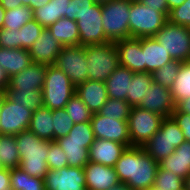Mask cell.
<instances>
[{
    "mask_svg": "<svg viewBox=\"0 0 190 190\" xmlns=\"http://www.w3.org/2000/svg\"><path fill=\"white\" fill-rule=\"evenodd\" d=\"M158 168L159 163L137 146L126 148L114 166L119 181L133 190H150Z\"/></svg>",
    "mask_w": 190,
    "mask_h": 190,
    "instance_id": "1",
    "label": "cell"
},
{
    "mask_svg": "<svg viewBox=\"0 0 190 190\" xmlns=\"http://www.w3.org/2000/svg\"><path fill=\"white\" fill-rule=\"evenodd\" d=\"M69 19L77 22L79 45H95L110 42L102 25L101 0H70Z\"/></svg>",
    "mask_w": 190,
    "mask_h": 190,
    "instance_id": "2",
    "label": "cell"
},
{
    "mask_svg": "<svg viewBox=\"0 0 190 190\" xmlns=\"http://www.w3.org/2000/svg\"><path fill=\"white\" fill-rule=\"evenodd\" d=\"M20 156L19 168L30 176L44 179L49 167L47 154L52 141L38 138L29 129L15 135Z\"/></svg>",
    "mask_w": 190,
    "mask_h": 190,
    "instance_id": "3",
    "label": "cell"
},
{
    "mask_svg": "<svg viewBox=\"0 0 190 190\" xmlns=\"http://www.w3.org/2000/svg\"><path fill=\"white\" fill-rule=\"evenodd\" d=\"M102 25L110 42L129 38L131 0H101Z\"/></svg>",
    "mask_w": 190,
    "mask_h": 190,
    "instance_id": "4",
    "label": "cell"
},
{
    "mask_svg": "<svg viewBox=\"0 0 190 190\" xmlns=\"http://www.w3.org/2000/svg\"><path fill=\"white\" fill-rule=\"evenodd\" d=\"M42 91L44 107L56 110L65 108L76 93V87L61 69L52 64L46 66Z\"/></svg>",
    "mask_w": 190,
    "mask_h": 190,
    "instance_id": "5",
    "label": "cell"
},
{
    "mask_svg": "<svg viewBox=\"0 0 190 190\" xmlns=\"http://www.w3.org/2000/svg\"><path fill=\"white\" fill-rule=\"evenodd\" d=\"M184 141L183 131L176 124L175 120L171 116L164 117L159 131L143 145V149L156 162H160L172 154Z\"/></svg>",
    "mask_w": 190,
    "mask_h": 190,
    "instance_id": "6",
    "label": "cell"
},
{
    "mask_svg": "<svg viewBox=\"0 0 190 190\" xmlns=\"http://www.w3.org/2000/svg\"><path fill=\"white\" fill-rule=\"evenodd\" d=\"M88 80L105 82L119 66L118 51L115 42L85 45Z\"/></svg>",
    "mask_w": 190,
    "mask_h": 190,
    "instance_id": "7",
    "label": "cell"
},
{
    "mask_svg": "<svg viewBox=\"0 0 190 190\" xmlns=\"http://www.w3.org/2000/svg\"><path fill=\"white\" fill-rule=\"evenodd\" d=\"M168 21L157 9L132 1L129 18V37H153Z\"/></svg>",
    "mask_w": 190,
    "mask_h": 190,
    "instance_id": "8",
    "label": "cell"
},
{
    "mask_svg": "<svg viewBox=\"0 0 190 190\" xmlns=\"http://www.w3.org/2000/svg\"><path fill=\"white\" fill-rule=\"evenodd\" d=\"M153 37L173 60L190 61V28L167 21Z\"/></svg>",
    "mask_w": 190,
    "mask_h": 190,
    "instance_id": "9",
    "label": "cell"
},
{
    "mask_svg": "<svg viewBox=\"0 0 190 190\" xmlns=\"http://www.w3.org/2000/svg\"><path fill=\"white\" fill-rule=\"evenodd\" d=\"M163 118L158 113L133 106L128 118L130 147H143L159 131Z\"/></svg>",
    "mask_w": 190,
    "mask_h": 190,
    "instance_id": "10",
    "label": "cell"
},
{
    "mask_svg": "<svg viewBox=\"0 0 190 190\" xmlns=\"http://www.w3.org/2000/svg\"><path fill=\"white\" fill-rule=\"evenodd\" d=\"M86 49L83 45L62 47L54 65L61 69L74 86L88 80Z\"/></svg>",
    "mask_w": 190,
    "mask_h": 190,
    "instance_id": "11",
    "label": "cell"
},
{
    "mask_svg": "<svg viewBox=\"0 0 190 190\" xmlns=\"http://www.w3.org/2000/svg\"><path fill=\"white\" fill-rule=\"evenodd\" d=\"M32 113L5 95L0 108V134L15 136L29 129Z\"/></svg>",
    "mask_w": 190,
    "mask_h": 190,
    "instance_id": "12",
    "label": "cell"
},
{
    "mask_svg": "<svg viewBox=\"0 0 190 190\" xmlns=\"http://www.w3.org/2000/svg\"><path fill=\"white\" fill-rule=\"evenodd\" d=\"M45 190H86L84 168L49 169L44 177Z\"/></svg>",
    "mask_w": 190,
    "mask_h": 190,
    "instance_id": "13",
    "label": "cell"
},
{
    "mask_svg": "<svg viewBox=\"0 0 190 190\" xmlns=\"http://www.w3.org/2000/svg\"><path fill=\"white\" fill-rule=\"evenodd\" d=\"M95 139H107L130 147L128 121L104 117L95 113L91 118Z\"/></svg>",
    "mask_w": 190,
    "mask_h": 190,
    "instance_id": "14",
    "label": "cell"
},
{
    "mask_svg": "<svg viewBox=\"0 0 190 190\" xmlns=\"http://www.w3.org/2000/svg\"><path fill=\"white\" fill-rule=\"evenodd\" d=\"M138 107L158 113L163 117H170L175 109V103L168 87L152 82L145 98L142 99Z\"/></svg>",
    "mask_w": 190,
    "mask_h": 190,
    "instance_id": "15",
    "label": "cell"
},
{
    "mask_svg": "<svg viewBox=\"0 0 190 190\" xmlns=\"http://www.w3.org/2000/svg\"><path fill=\"white\" fill-rule=\"evenodd\" d=\"M62 45L51 35L48 28H44L40 37L33 43L28 52L32 62L52 65L59 55Z\"/></svg>",
    "mask_w": 190,
    "mask_h": 190,
    "instance_id": "16",
    "label": "cell"
},
{
    "mask_svg": "<svg viewBox=\"0 0 190 190\" xmlns=\"http://www.w3.org/2000/svg\"><path fill=\"white\" fill-rule=\"evenodd\" d=\"M86 190H108L120 183L114 167L88 162L84 166Z\"/></svg>",
    "mask_w": 190,
    "mask_h": 190,
    "instance_id": "17",
    "label": "cell"
},
{
    "mask_svg": "<svg viewBox=\"0 0 190 190\" xmlns=\"http://www.w3.org/2000/svg\"><path fill=\"white\" fill-rule=\"evenodd\" d=\"M119 66L127 67L134 73L143 72L141 38L129 37L115 42Z\"/></svg>",
    "mask_w": 190,
    "mask_h": 190,
    "instance_id": "18",
    "label": "cell"
},
{
    "mask_svg": "<svg viewBox=\"0 0 190 190\" xmlns=\"http://www.w3.org/2000/svg\"><path fill=\"white\" fill-rule=\"evenodd\" d=\"M127 147L107 139H95L89 148L90 162L114 167Z\"/></svg>",
    "mask_w": 190,
    "mask_h": 190,
    "instance_id": "19",
    "label": "cell"
},
{
    "mask_svg": "<svg viewBox=\"0 0 190 190\" xmlns=\"http://www.w3.org/2000/svg\"><path fill=\"white\" fill-rule=\"evenodd\" d=\"M92 114L98 113L108 100L106 84L102 81L87 80L76 86L75 93Z\"/></svg>",
    "mask_w": 190,
    "mask_h": 190,
    "instance_id": "20",
    "label": "cell"
},
{
    "mask_svg": "<svg viewBox=\"0 0 190 190\" xmlns=\"http://www.w3.org/2000/svg\"><path fill=\"white\" fill-rule=\"evenodd\" d=\"M46 75V65L32 62L20 73L10 77L7 89L42 90Z\"/></svg>",
    "mask_w": 190,
    "mask_h": 190,
    "instance_id": "21",
    "label": "cell"
},
{
    "mask_svg": "<svg viewBox=\"0 0 190 190\" xmlns=\"http://www.w3.org/2000/svg\"><path fill=\"white\" fill-rule=\"evenodd\" d=\"M143 53V72L153 73L173 59L154 37L141 38Z\"/></svg>",
    "mask_w": 190,
    "mask_h": 190,
    "instance_id": "22",
    "label": "cell"
},
{
    "mask_svg": "<svg viewBox=\"0 0 190 190\" xmlns=\"http://www.w3.org/2000/svg\"><path fill=\"white\" fill-rule=\"evenodd\" d=\"M158 163L161 169L172 170L185 180L190 174V141L185 140L172 154Z\"/></svg>",
    "mask_w": 190,
    "mask_h": 190,
    "instance_id": "23",
    "label": "cell"
},
{
    "mask_svg": "<svg viewBox=\"0 0 190 190\" xmlns=\"http://www.w3.org/2000/svg\"><path fill=\"white\" fill-rule=\"evenodd\" d=\"M69 1L70 0H50L48 3L33 9V19L44 28H48L60 18L69 19Z\"/></svg>",
    "mask_w": 190,
    "mask_h": 190,
    "instance_id": "24",
    "label": "cell"
},
{
    "mask_svg": "<svg viewBox=\"0 0 190 190\" xmlns=\"http://www.w3.org/2000/svg\"><path fill=\"white\" fill-rule=\"evenodd\" d=\"M133 74L127 67L118 66L105 80L108 98L127 101Z\"/></svg>",
    "mask_w": 190,
    "mask_h": 190,
    "instance_id": "25",
    "label": "cell"
},
{
    "mask_svg": "<svg viewBox=\"0 0 190 190\" xmlns=\"http://www.w3.org/2000/svg\"><path fill=\"white\" fill-rule=\"evenodd\" d=\"M32 63L28 50L7 49L0 47V65L4 71L11 77L14 74L20 73Z\"/></svg>",
    "mask_w": 190,
    "mask_h": 190,
    "instance_id": "26",
    "label": "cell"
},
{
    "mask_svg": "<svg viewBox=\"0 0 190 190\" xmlns=\"http://www.w3.org/2000/svg\"><path fill=\"white\" fill-rule=\"evenodd\" d=\"M55 141L65 152L69 167L84 168L90 162L89 148L93 142L65 141L63 138Z\"/></svg>",
    "mask_w": 190,
    "mask_h": 190,
    "instance_id": "27",
    "label": "cell"
},
{
    "mask_svg": "<svg viewBox=\"0 0 190 190\" xmlns=\"http://www.w3.org/2000/svg\"><path fill=\"white\" fill-rule=\"evenodd\" d=\"M48 29L63 47L79 45V31L75 20L60 18Z\"/></svg>",
    "mask_w": 190,
    "mask_h": 190,
    "instance_id": "28",
    "label": "cell"
},
{
    "mask_svg": "<svg viewBox=\"0 0 190 190\" xmlns=\"http://www.w3.org/2000/svg\"><path fill=\"white\" fill-rule=\"evenodd\" d=\"M29 130L38 138L54 141L52 110L41 107L34 111L32 113Z\"/></svg>",
    "mask_w": 190,
    "mask_h": 190,
    "instance_id": "29",
    "label": "cell"
},
{
    "mask_svg": "<svg viewBox=\"0 0 190 190\" xmlns=\"http://www.w3.org/2000/svg\"><path fill=\"white\" fill-rule=\"evenodd\" d=\"M5 95L15 103L36 111L38 108L44 107L43 91L30 89H6Z\"/></svg>",
    "mask_w": 190,
    "mask_h": 190,
    "instance_id": "30",
    "label": "cell"
},
{
    "mask_svg": "<svg viewBox=\"0 0 190 190\" xmlns=\"http://www.w3.org/2000/svg\"><path fill=\"white\" fill-rule=\"evenodd\" d=\"M152 82V73L137 72L133 74L129 87V94H127V102L131 107L140 104L142 99L145 98Z\"/></svg>",
    "mask_w": 190,
    "mask_h": 190,
    "instance_id": "31",
    "label": "cell"
},
{
    "mask_svg": "<svg viewBox=\"0 0 190 190\" xmlns=\"http://www.w3.org/2000/svg\"><path fill=\"white\" fill-rule=\"evenodd\" d=\"M0 164L4 169H16L20 165L17 141L14 135H1Z\"/></svg>",
    "mask_w": 190,
    "mask_h": 190,
    "instance_id": "32",
    "label": "cell"
},
{
    "mask_svg": "<svg viewBox=\"0 0 190 190\" xmlns=\"http://www.w3.org/2000/svg\"><path fill=\"white\" fill-rule=\"evenodd\" d=\"M11 190H45L44 179L30 176L19 167L10 170Z\"/></svg>",
    "mask_w": 190,
    "mask_h": 190,
    "instance_id": "33",
    "label": "cell"
},
{
    "mask_svg": "<svg viewBox=\"0 0 190 190\" xmlns=\"http://www.w3.org/2000/svg\"><path fill=\"white\" fill-rule=\"evenodd\" d=\"M174 103L190 98V61L181 62L177 78L170 88Z\"/></svg>",
    "mask_w": 190,
    "mask_h": 190,
    "instance_id": "34",
    "label": "cell"
},
{
    "mask_svg": "<svg viewBox=\"0 0 190 190\" xmlns=\"http://www.w3.org/2000/svg\"><path fill=\"white\" fill-rule=\"evenodd\" d=\"M33 19V9L29 6H20L6 10L3 28L19 30L26 23Z\"/></svg>",
    "mask_w": 190,
    "mask_h": 190,
    "instance_id": "35",
    "label": "cell"
},
{
    "mask_svg": "<svg viewBox=\"0 0 190 190\" xmlns=\"http://www.w3.org/2000/svg\"><path fill=\"white\" fill-rule=\"evenodd\" d=\"M131 108L125 100L108 98L98 113L104 117L128 121Z\"/></svg>",
    "mask_w": 190,
    "mask_h": 190,
    "instance_id": "36",
    "label": "cell"
},
{
    "mask_svg": "<svg viewBox=\"0 0 190 190\" xmlns=\"http://www.w3.org/2000/svg\"><path fill=\"white\" fill-rule=\"evenodd\" d=\"M185 180L176 175L172 170H157L153 188L162 190H184Z\"/></svg>",
    "mask_w": 190,
    "mask_h": 190,
    "instance_id": "37",
    "label": "cell"
},
{
    "mask_svg": "<svg viewBox=\"0 0 190 190\" xmlns=\"http://www.w3.org/2000/svg\"><path fill=\"white\" fill-rule=\"evenodd\" d=\"M65 110L74 124L90 122L93 115L76 94H74L67 102Z\"/></svg>",
    "mask_w": 190,
    "mask_h": 190,
    "instance_id": "38",
    "label": "cell"
},
{
    "mask_svg": "<svg viewBox=\"0 0 190 190\" xmlns=\"http://www.w3.org/2000/svg\"><path fill=\"white\" fill-rule=\"evenodd\" d=\"M181 62L172 60L165 66L156 69L152 73L153 82L160 84L163 87H172L174 80L177 78L178 71L180 69Z\"/></svg>",
    "mask_w": 190,
    "mask_h": 190,
    "instance_id": "39",
    "label": "cell"
},
{
    "mask_svg": "<svg viewBox=\"0 0 190 190\" xmlns=\"http://www.w3.org/2000/svg\"><path fill=\"white\" fill-rule=\"evenodd\" d=\"M44 29L35 19L19 29V48L29 50Z\"/></svg>",
    "mask_w": 190,
    "mask_h": 190,
    "instance_id": "40",
    "label": "cell"
},
{
    "mask_svg": "<svg viewBox=\"0 0 190 190\" xmlns=\"http://www.w3.org/2000/svg\"><path fill=\"white\" fill-rule=\"evenodd\" d=\"M52 120L54 126V141L67 136L74 124L65 108L52 110Z\"/></svg>",
    "mask_w": 190,
    "mask_h": 190,
    "instance_id": "41",
    "label": "cell"
},
{
    "mask_svg": "<svg viewBox=\"0 0 190 190\" xmlns=\"http://www.w3.org/2000/svg\"><path fill=\"white\" fill-rule=\"evenodd\" d=\"M62 138L65 141L94 142L95 136L91 122L73 124L69 134Z\"/></svg>",
    "mask_w": 190,
    "mask_h": 190,
    "instance_id": "42",
    "label": "cell"
},
{
    "mask_svg": "<svg viewBox=\"0 0 190 190\" xmlns=\"http://www.w3.org/2000/svg\"><path fill=\"white\" fill-rule=\"evenodd\" d=\"M47 164L49 169L52 170H59L68 166V160L66 158L65 152L56 141H52L49 145Z\"/></svg>",
    "mask_w": 190,
    "mask_h": 190,
    "instance_id": "43",
    "label": "cell"
},
{
    "mask_svg": "<svg viewBox=\"0 0 190 190\" xmlns=\"http://www.w3.org/2000/svg\"><path fill=\"white\" fill-rule=\"evenodd\" d=\"M168 21L190 28V0H185L180 6L170 10Z\"/></svg>",
    "mask_w": 190,
    "mask_h": 190,
    "instance_id": "44",
    "label": "cell"
},
{
    "mask_svg": "<svg viewBox=\"0 0 190 190\" xmlns=\"http://www.w3.org/2000/svg\"><path fill=\"white\" fill-rule=\"evenodd\" d=\"M0 47L19 49V30L2 28L0 30Z\"/></svg>",
    "mask_w": 190,
    "mask_h": 190,
    "instance_id": "45",
    "label": "cell"
},
{
    "mask_svg": "<svg viewBox=\"0 0 190 190\" xmlns=\"http://www.w3.org/2000/svg\"><path fill=\"white\" fill-rule=\"evenodd\" d=\"M171 117L183 131L185 140L190 141V114L178 112L176 109H174Z\"/></svg>",
    "mask_w": 190,
    "mask_h": 190,
    "instance_id": "46",
    "label": "cell"
},
{
    "mask_svg": "<svg viewBox=\"0 0 190 190\" xmlns=\"http://www.w3.org/2000/svg\"><path fill=\"white\" fill-rule=\"evenodd\" d=\"M140 2L152 9H157V11L163 13L168 18L169 9L167 0H140Z\"/></svg>",
    "mask_w": 190,
    "mask_h": 190,
    "instance_id": "47",
    "label": "cell"
},
{
    "mask_svg": "<svg viewBox=\"0 0 190 190\" xmlns=\"http://www.w3.org/2000/svg\"><path fill=\"white\" fill-rule=\"evenodd\" d=\"M30 1L31 0H0V5L5 10H10L23 5L30 7Z\"/></svg>",
    "mask_w": 190,
    "mask_h": 190,
    "instance_id": "48",
    "label": "cell"
},
{
    "mask_svg": "<svg viewBox=\"0 0 190 190\" xmlns=\"http://www.w3.org/2000/svg\"><path fill=\"white\" fill-rule=\"evenodd\" d=\"M0 190H11L10 188V170L0 168Z\"/></svg>",
    "mask_w": 190,
    "mask_h": 190,
    "instance_id": "49",
    "label": "cell"
},
{
    "mask_svg": "<svg viewBox=\"0 0 190 190\" xmlns=\"http://www.w3.org/2000/svg\"><path fill=\"white\" fill-rule=\"evenodd\" d=\"M10 84V76L7 74L6 71L1 68L0 65V92H5L6 89L9 87Z\"/></svg>",
    "mask_w": 190,
    "mask_h": 190,
    "instance_id": "50",
    "label": "cell"
},
{
    "mask_svg": "<svg viewBox=\"0 0 190 190\" xmlns=\"http://www.w3.org/2000/svg\"><path fill=\"white\" fill-rule=\"evenodd\" d=\"M175 109L178 112L190 114V98L182 99L175 104Z\"/></svg>",
    "mask_w": 190,
    "mask_h": 190,
    "instance_id": "51",
    "label": "cell"
},
{
    "mask_svg": "<svg viewBox=\"0 0 190 190\" xmlns=\"http://www.w3.org/2000/svg\"><path fill=\"white\" fill-rule=\"evenodd\" d=\"M185 0H167L169 11L180 6Z\"/></svg>",
    "mask_w": 190,
    "mask_h": 190,
    "instance_id": "52",
    "label": "cell"
},
{
    "mask_svg": "<svg viewBox=\"0 0 190 190\" xmlns=\"http://www.w3.org/2000/svg\"><path fill=\"white\" fill-rule=\"evenodd\" d=\"M108 190H133L130 186H128L126 183L120 182L119 184L111 187Z\"/></svg>",
    "mask_w": 190,
    "mask_h": 190,
    "instance_id": "53",
    "label": "cell"
},
{
    "mask_svg": "<svg viewBox=\"0 0 190 190\" xmlns=\"http://www.w3.org/2000/svg\"><path fill=\"white\" fill-rule=\"evenodd\" d=\"M50 0H31L30 1V8L31 9H34V8H36V7H38V6H41V5H43V4H46V3H48Z\"/></svg>",
    "mask_w": 190,
    "mask_h": 190,
    "instance_id": "54",
    "label": "cell"
},
{
    "mask_svg": "<svg viewBox=\"0 0 190 190\" xmlns=\"http://www.w3.org/2000/svg\"><path fill=\"white\" fill-rule=\"evenodd\" d=\"M6 10L0 5V30L3 28Z\"/></svg>",
    "mask_w": 190,
    "mask_h": 190,
    "instance_id": "55",
    "label": "cell"
},
{
    "mask_svg": "<svg viewBox=\"0 0 190 190\" xmlns=\"http://www.w3.org/2000/svg\"><path fill=\"white\" fill-rule=\"evenodd\" d=\"M184 190H190V174H189L188 177L185 179V182H184Z\"/></svg>",
    "mask_w": 190,
    "mask_h": 190,
    "instance_id": "56",
    "label": "cell"
},
{
    "mask_svg": "<svg viewBox=\"0 0 190 190\" xmlns=\"http://www.w3.org/2000/svg\"><path fill=\"white\" fill-rule=\"evenodd\" d=\"M4 97H5V92H0V108H1V103L4 99Z\"/></svg>",
    "mask_w": 190,
    "mask_h": 190,
    "instance_id": "57",
    "label": "cell"
},
{
    "mask_svg": "<svg viewBox=\"0 0 190 190\" xmlns=\"http://www.w3.org/2000/svg\"><path fill=\"white\" fill-rule=\"evenodd\" d=\"M150 190H162V189H156V188H153V187H152Z\"/></svg>",
    "mask_w": 190,
    "mask_h": 190,
    "instance_id": "58",
    "label": "cell"
}]
</instances>
